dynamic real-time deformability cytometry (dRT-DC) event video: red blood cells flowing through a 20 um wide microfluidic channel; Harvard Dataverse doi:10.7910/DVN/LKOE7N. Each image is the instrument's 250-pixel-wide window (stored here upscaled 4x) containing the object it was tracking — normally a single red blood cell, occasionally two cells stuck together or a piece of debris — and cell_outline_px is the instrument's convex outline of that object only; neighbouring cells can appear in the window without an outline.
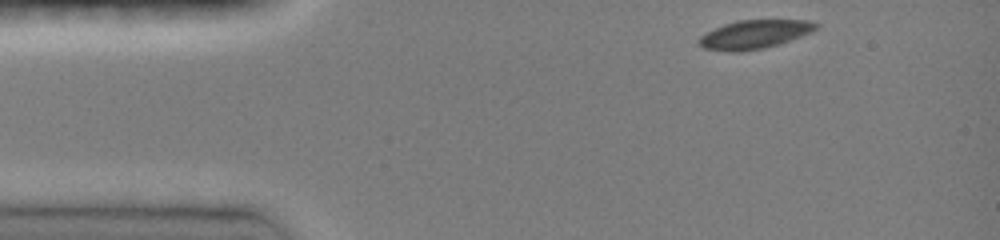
{"species": "common noctule bat (a hibernating species)", "species_latin": "Nyctalus noctula", "temperature_condition": "room temperature", "stored_images_in_passage": 38, "camera_frame_rate_fps": 3000, "um_per_image_px": 0.085, "animal": {"sex": "female", "body_mass_g": 19.0, "forearm_length_mm": 51.5}, "frame": {"image": 1, "passage_image": 1, "time_ms": 0.0, "image_size_px": [1000, 240], "cell_outline_px": [[820, 24], [812, 32], [764, 48], [740, 52], [728, 52], [704, 48], [696, 44], [696, 40], [700, 36], [724, 24], [740, 20], [808, 20]], "centroid_in_image_um": [64.08, 2.93], "position_along_channel_um": 20.9, "area_um2": 19.42}}
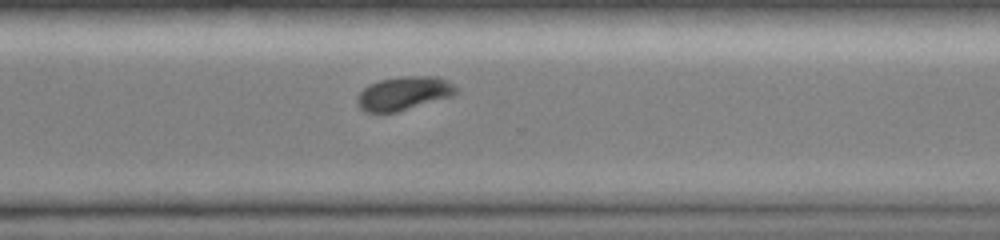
{"frame": {"image": 2, "passage_image": 29, "time_ms": 9.333, "image_size_px": [1000, 240], "cell_outline_px": [[460, 92], [452, 96], [396, 112], [364, 112], [360, 108], [356, 100], [356, 96], [368, 84], [380, 80], [400, 76], [432, 76], [448, 80], [460, 88]], "centroid_in_image_um": [34.34, 7.92], "position_along_channel_um": 336.3, "area_um2": 19.54}}
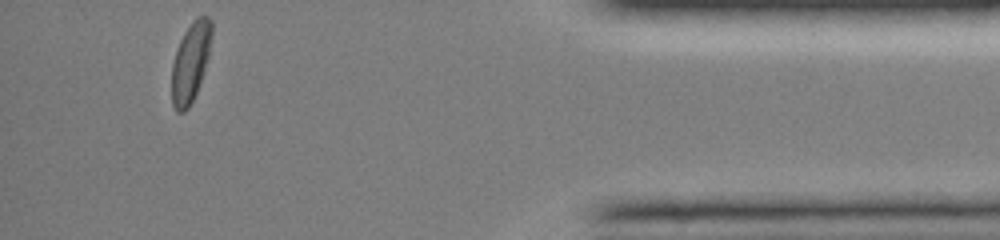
{"frame": {"image": 3, "passage_image": 38, "time_ms": 12.333, "image_size_px": [1000, 240], "cell_outline_px": [[212, 36], [208, 56], [196, 92], [188, 108], [184, 112], [176, 112], [172, 104], [172, 64], [180, 40], [184, 32], [192, 20], [196, 16], [208, 16], [212, 20]], "centroid_in_image_um": [16.19, 5.24], "position_along_channel_um": 419.0, "area_um2": 18.32}, "authors_computed_cell_mechanics": {"area_um2": 20.3745, "velocity_mm_per_s": 4.0959, "shape_relaxation_time_tau1_ms": 3.232, "shape_relaxation_time_tau2_ms": 1.5436, "deformation_change_tau1": 0.1189, "deformation_change_tau2": 0.0363}}